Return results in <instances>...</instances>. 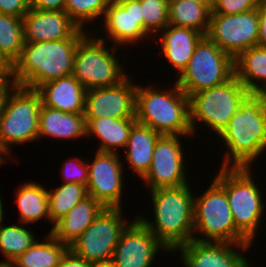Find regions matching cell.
Here are the masks:
<instances>
[{"label":"cell","mask_w":266,"mask_h":267,"mask_svg":"<svg viewBox=\"0 0 266 267\" xmlns=\"http://www.w3.org/2000/svg\"><path fill=\"white\" fill-rule=\"evenodd\" d=\"M105 42L87 33L77 45L72 75L86 90L114 86L128 76L115 55L118 48L111 45L109 50Z\"/></svg>","instance_id":"52a82bcc"},{"label":"cell","mask_w":266,"mask_h":267,"mask_svg":"<svg viewBox=\"0 0 266 267\" xmlns=\"http://www.w3.org/2000/svg\"><path fill=\"white\" fill-rule=\"evenodd\" d=\"M190 1L206 4L211 9V0H190Z\"/></svg>","instance_id":"f6af8a7d"},{"label":"cell","mask_w":266,"mask_h":267,"mask_svg":"<svg viewBox=\"0 0 266 267\" xmlns=\"http://www.w3.org/2000/svg\"><path fill=\"white\" fill-rule=\"evenodd\" d=\"M206 36L235 60L245 50L257 46V8L239 14H210Z\"/></svg>","instance_id":"7c38bea8"},{"label":"cell","mask_w":266,"mask_h":267,"mask_svg":"<svg viewBox=\"0 0 266 267\" xmlns=\"http://www.w3.org/2000/svg\"><path fill=\"white\" fill-rule=\"evenodd\" d=\"M30 8L43 11H64L65 0H29Z\"/></svg>","instance_id":"ab89813d"},{"label":"cell","mask_w":266,"mask_h":267,"mask_svg":"<svg viewBox=\"0 0 266 267\" xmlns=\"http://www.w3.org/2000/svg\"><path fill=\"white\" fill-rule=\"evenodd\" d=\"M3 201H2V197L0 195V229H1V226L3 225L2 222H3V217H4V207H3Z\"/></svg>","instance_id":"ee69618b"},{"label":"cell","mask_w":266,"mask_h":267,"mask_svg":"<svg viewBox=\"0 0 266 267\" xmlns=\"http://www.w3.org/2000/svg\"><path fill=\"white\" fill-rule=\"evenodd\" d=\"M38 125V139L46 136L56 140H75L86 136L84 114L62 112L42 105Z\"/></svg>","instance_id":"7402d4cb"},{"label":"cell","mask_w":266,"mask_h":267,"mask_svg":"<svg viewBox=\"0 0 266 267\" xmlns=\"http://www.w3.org/2000/svg\"><path fill=\"white\" fill-rule=\"evenodd\" d=\"M40 94L33 89L16 86L0 113V153L11 157V146L38 140Z\"/></svg>","instance_id":"8992f818"},{"label":"cell","mask_w":266,"mask_h":267,"mask_svg":"<svg viewBox=\"0 0 266 267\" xmlns=\"http://www.w3.org/2000/svg\"><path fill=\"white\" fill-rule=\"evenodd\" d=\"M190 190L189 184L150 190L154 221L136 216L170 252L194 237V192Z\"/></svg>","instance_id":"3957f363"},{"label":"cell","mask_w":266,"mask_h":267,"mask_svg":"<svg viewBox=\"0 0 266 267\" xmlns=\"http://www.w3.org/2000/svg\"><path fill=\"white\" fill-rule=\"evenodd\" d=\"M218 137L227 148L220 167L252 168L266 152V93H249Z\"/></svg>","instance_id":"6da1fadb"},{"label":"cell","mask_w":266,"mask_h":267,"mask_svg":"<svg viewBox=\"0 0 266 267\" xmlns=\"http://www.w3.org/2000/svg\"><path fill=\"white\" fill-rule=\"evenodd\" d=\"M109 0H65L64 11L81 28L104 16ZM84 27V28H83Z\"/></svg>","instance_id":"d6a6232c"},{"label":"cell","mask_w":266,"mask_h":267,"mask_svg":"<svg viewBox=\"0 0 266 267\" xmlns=\"http://www.w3.org/2000/svg\"><path fill=\"white\" fill-rule=\"evenodd\" d=\"M180 136L162 135L154 148L153 159L147 174L142 178L150 190L178 187L188 184L183 140Z\"/></svg>","instance_id":"4fadbf2b"},{"label":"cell","mask_w":266,"mask_h":267,"mask_svg":"<svg viewBox=\"0 0 266 267\" xmlns=\"http://www.w3.org/2000/svg\"><path fill=\"white\" fill-rule=\"evenodd\" d=\"M63 183H78L87 186L88 164L84 159L73 157L62 165Z\"/></svg>","instance_id":"e575fe53"},{"label":"cell","mask_w":266,"mask_h":267,"mask_svg":"<svg viewBox=\"0 0 266 267\" xmlns=\"http://www.w3.org/2000/svg\"><path fill=\"white\" fill-rule=\"evenodd\" d=\"M7 159L0 153V166L6 162Z\"/></svg>","instance_id":"7dc6e473"},{"label":"cell","mask_w":266,"mask_h":267,"mask_svg":"<svg viewBox=\"0 0 266 267\" xmlns=\"http://www.w3.org/2000/svg\"><path fill=\"white\" fill-rule=\"evenodd\" d=\"M122 209L104 207L69 249L92 264L110 262L123 230L131 222L124 218Z\"/></svg>","instance_id":"8fae6325"},{"label":"cell","mask_w":266,"mask_h":267,"mask_svg":"<svg viewBox=\"0 0 266 267\" xmlns=\"http://www.w3.org/2000/svg\"><path fill=\"white\" fill-rule=\"evenodd\" d=\"M250 92L234 75L225 83L189 96L190 126L196 133L197 121L210 128L217 136L240 108ZM196 121V122H195Z\"/></svg>","instance_id":"ba28073f"},{"label":"cell","mask_w":266,"mask_h":267,"mask_svg":"<svg viewBox=\"0 0 266 267\" xmlns=\"http://www.w3.org/2000/svg\"><path fill=\"white\" fill-rule=\"evenodd\" d=\"M258 14V41L257 46L266 48V1H259Z\"/></svg>","instance_id":"74e56055"},{"label":"cell","mask_w":266,"mask_h":267,"mask_svg":"<svg viewBox=\"0 0 266 267\" xmlns=\"http://www.w3.org/2000/svg\"><path fill=\"white\" fill-rule=\"evenodd\" d=\"M87 187L78 183H61L55 189H48L49 215L52 232L54 225L60 221L74 206L88 197Z\"/></svg>","instance_id":"f546056e"},{"label":"cell","mask_w":266,"mask_h":267,"mask_svg":"<svg viewBox=\"0 0 266 267\" xmlns=\"http://www.w3.org/2000/svg\"><path fill=\"white\" fill-rule=\"evenodd\" d=\"M160 33L161 35L155 36L154 40L161 43L160 48L167 63L171 64L173 71L176 70L179 76L187 67L197 44L205 35L192 28L174 25H168Z\"/></svg>","instance_id":"ffe728a7"},{"label":"cell","mask_w":266,"mask_h":267,"mask_svg":"<svg viewBox=\"0 0 266 267\" xmlns=\"http://www.w3.org/2000/svg\"><path fill=\"white\" fill-rule=\"evenodd\" d=\"M209 186L205 192L194 196L193 240L250 243L235 228L225 190L214 179ZM195 233L202 234V238L196 237Z\"/></svg>","instance_id":"9c48e42d"},{"label":"cell","mask_w":266,"mask_h":267,"mask_svg":"<svg viewBox=\"0 0 266 267\" xmlns=\"http://www.w3.org/2000/svg\"><path fill=\"white\" fill-rule=\"evenodd\" d=\"M136 118H95L86 125V137L99 140V152L119 153L124 150Z\"/></svg>","instance_id":"d4e9b609"},{"label":"cell","mask_w":266,"mask_h":267,"mask_svg":"<svg viewBox=\"0 0 266 267\" xmlns=\"http://www.w3.org/2000/svg\"><path fill=\"white\" fill-rule=\"evenodd\" d=\"M36 91L40 94L43 106L84 114L86 88L73 75L43 83Z\"/></svg>","instance_id":"44dd1931"},{"label":"cell","mask_w":266,"mask_h":267,"mask_svg":"<svg viewBox=\"0 0 266 267\" xmlns=\"http://www.w3.org/2000/svg\"><path fill=\"white\" fill-rule=\"evenodd\" d=\"M251 172L250 167H221L214 180L226 192L235 228L252 244L266 205Z\"/></svg>","instance_id":"5b68a950"},{"label":"cell","mask_w":266,"mask_h":267,"mask_svg":"<svg viewBox=\"0 0 266 267\" xmlns=\"http://www.w3.org/2000/svg\"><path fill=\"white\" fill-rule=\"evenodd\" d=\"M80 27L65 11L32 9L23 17L24 42L58 41L71 38Z\"/></svg>","instance_id":"d6986e66"},{"label":"cell","mask_w":266,"mask_h":267,"mask_svg":"<svg viewBox=\"0 0 266 267\" xmlns=\"http://www.w3.org/2000/svg\"><path fill=\"white\" fill-rule=\"evenodd\" d=\"M118 154L96 151L92 163L87 160L88 195L106 208H122L124 162Z\"/></svg>","instance_id":"5bb4252c"},{"label":"cell","mask_w":266,"mask_h":267,"mask_svg":"<svg viewBox=\"0 0 266 267\" xmlns=\"http://www.w3.org/2000/svg\"><path fill=\"white\" fill-rule=\"evenodd\" d=\"M57 267H92V263L76 256L70 249L62 257Z\"/></svg>","instance_id":"60d3db41"},{"label":"cell","mask_w":266,"mask_h":267,"mask_svg":"<svg viewBox=\"0 0 266 267\" xmlns=\"http://www.w3.org/2000/svg\"><path fill=\"white\" fill-rule=\"evenodd\" d=\"M110 2H115V3H123L126 1H130V0H109Z\"/></svg>","instance_id":"681fc988"},{"label":"cell","mask_w":266,"mask_h":267,"mask_svg":"<svg viewBox=\"0 0 266 267\" xmlns=\"http://www.w3.org/2000/svg\"><path fill=\"white\" fill-rule=\"evenodd\" d=\"M102 18L101 31H104L105 38H99L101 40L111 39L116 47H122V45L124 47L127 43L132 46L141 40H149L148 34L143 29L141 0H130L123 3L109 2Z\"/></svg>","instance_id":"ac0fdd59"},{"label":"cell","mask_w":266,"mask_h":267,"mask_svg":"<svg viewBox=\"0 0 266 267\" xmlns=\"http://www.w3.org/2000/svg\"><path fill=\"white\" fill-rule=\"evenodd\" d=\"M36 182H25L16 192V204L19 209L18 224H33L42 218L51 223L48 205V189Z\"/></svg>","instance_id":"4316f807"},{"label":"cell","mask_w":266,"mask_h":267,"mask_svg":"<svg viewBox=\"0 0 266 267\" xmlns=\"http://www.w3.org/2000/svg\"><path fill=\"white\" fill-rule=\"evenodd\" d=\"M220 0H211V10Z\"/></svg>","instance_id":"c3c4849f"},{"label":"cell","mask_w":266,"mask_h":267,"mask_svg":"<svg viewBox=\"0 0 266 267\" xmlns=\"http://www.w3.org/2000/svg\"><path fill=\"white\" fill-rule=\"evenodd\" d=\"M251 245L191 240L175 252L179 251L184 267H250L249 259L242 252H248Z\"/></svg>","instance_id":"e0dca14e"},{"label":"cell","mask_w":266,"mask_h":267,"mask_svg":"<svg viewBox=\"0 0 266 267\" xmlns=\"http://www.w3.org/2000/svg\"><path fill=\"white\" fill-rule=\"evenodd\" d=\"M92 267H115V266L110 261V262L94 263L92 264Z\"/></svg>","instance_id":"7bdbcfd3"},{"label":"cell","mask_w":266,"mask_h":267,"mask_svg":"<svg viewBox=\"0 0 266 267\" xmlns=\"http://www.w3.org/2000/svg\"><path fill=\"white\" fill-rule=\"evenodd\" d=\"M169 0H141L144 31L151 37L158 35L168 24ZM151 34V35H150Z\"/></svg>","instance_id":"836d02e7"},{"label":"cell","mask_w":266,"mask_h":267,"mask_svg":"<svg viewBox=\"0 0 266 267\" xmlns=\"http://www.w3.org/2000/svg\"><path fill=\"white\" fill-rule=\"evenodd\" d=\"M211 9L203 3L190 0H169L168 24L192 28L206 36Z\"/></svg>","instance_id":"f1b7e54d"},{"label":"cell","mask_w":266,"mask_h":267,"mask_svg":"<svg viewBox=\"0 0 266 267\" xmlns=\"http://www.w3.org/2000/svg\"><path fill=\"white\" fill-rule=\"evenodd\" d=\"M16 86L17 85L12 74L0 76V113L5 106L9 94L14 90Z\"/></svg>","instance_id":"f35d334b"},{"label":"cell","mask_w":266,"mask_h":267,"mask_svg":"<svg viewBox=\"0 0 266 267\" xmlns=\"http://www.w3.org/2000/svg\"><path fill=\"white\" fill-rule=\"evenodd\" d=\"M234 66L235 76L250 93H266V48L245 50L234 60Z\"/></svg>","instance_id":"484cf974"},{"label":"cell","mask_w":266,"mask_h":267,"mask_svg":"<svg viewBox=\"0 0 266 267\" xmlns=\"http://www.w3.org/2000/svg\"><path fill=\"white\" fill-rule=\"evenodd\" d=\"M24 47L23 19L0 14V54L12 66Z\"/></svg>","instance_id":"4dcf8cb0"},{"label":"cell","mask_w":266,"mask_h":267,"mask_svg":"<svg viewBox=\"0 0 266 267\" xmlns=\"http://www.w3.org/2000/svg\"><path fill=\"white\" fill-rule=\"evenodd\" d=\"M162 135L149 126L136 122L129 133L127 144L124 148L125 160L129 168L142 179L150 169L153 152L158 139Z\"/></svg>","instance_id":"603a6c76"},{"label":"cell","mask_w":266,"mask_h":267,"mask_svg":"<svg viewBox=\"0 0 266 267\" xmlns=\"http://www.w3.org/2000/svg\"><path fill=\"white\" fill-rule=\"evenodd\" d=\"M87 30L58 41L24 42L20 57L11 66L16 85L36 90L51 80L72 75L75 52Z\"/></svg>","instance_id":"7a4b0ae2"},{"label":"cell","mask_w":266,"mask_h":267,"mask_svg":"<svg viewBox=\"0 0 266 267\" xmlns=\"http://www.w3.org/2000/svg\"><path fill=\"white\" fill-rule=\"evenodd\" d=\"M46 240L36 242L11 262L13 267H57L62 257L69 250L67 244L61 243L51 233Z\"/></svg>","instance_id":"83f0119b"},{"label":"cell","mask_w":266,"mask_h":267,"mask_svg":"<svg viewBox=\"0 0 266 267\" xmlns=\"http://www.w3.org/2000/svg\"><path fill=\"white\" fill-rule=\"evenodd\" d=\"M18 224L1 226L0 229V252L4 256L3 262L11 263L18 256L28 250L37 240L35 234L26 227Z\"/></svg>","instance_id":"1f68e13d"},{"label":"cell","mask_w":266,"mask_h":267,"mask_svg":"<svg viewBox=\"0 0 266 267\" xmlns=\"http://www.w3.org/2000/svg\"><path fill=\"white\" fill-rule=\"evenodd\" d=\"M12 74L11 65L0 54V76Z\"/></svg>","instance_id":"b9f144b4"},{"label":"cell","mask_w":266,"mask_h":267,"mask_svg":"<svg viewBox=\"0 0 266 267\" xmlns=\"http://www.w3.org/2000/svg\"><path fill=\"white\" fill-rule=\"evenodd\" d=\"M170 89L137 84L135 118L161 135L193 137L189 97L175 82ZM163 90V91H162Z\"/></svg>","instance_id":"277c9868"},{"label":"cell","mask_w":266,"mask_h":267,"mask_svg":"<svg viewBox=\"0 0 266 267\" xmlns=\"http://www.w3.org/2000/svg\"><path fill=\"white\" fill-rule=\"evenodd\" d=\"M130 75L114 86L86 90V125L95 118H135L137 84Z\"/></svg>","instance_id":"9a60e30c"},{"label":"cell","mask_w":266,"mask_h":267,"mask_svg":"<svg viewBox=\"0 0 266 267\" xmlns=\"http://www.w3.org/2000/svg\"><path fill=\"white\" fill-rule=\"evenodd\" d=\"M104 207L92 196L86 197L58 221L51 234L70 246L94 221Z\"/></svg>","instance_id":"cb8c5ba5"},{"label":"cell","mask_w":266,"mask_h":267,"mask_svg":"<svg viewBox=\"0 0 266 267\" xmlns=\"http://www.w3.org/2000/svg\"><path fill=\"white\" fill-rule=\"evenodd\" d=\"M0 267H13L9 262L0 261Z\"/></svg>","instance_id":"bcb514c9"},{"label":"cell","mask_w":266,"mask_h":267,"mask_svg":"<svg viewBox=\"0 0 266 267\" xmlns=\"http://www.w3.org/2000/svg\"><path fill=\"white\" fill-rule=\"evenodd\" d=\"M234 75V59L204 36L197 44L187 67L175 81L189 97L199 91L221 85Z\"/></svg>","instance_id":"30bf717a"},{"label":"cell","mask_w":266,"mask_h":267,"mask_svg":"<svg viewBox=\"0 0 266 267\" xmlns=\"http://www.w3.org/2000/svg\"><path fill=\"white\" fill-rule=\"evenodd\" d=\"M133 219L114 248L111 262L115 267H151L159 250L169 252L137 217Z\"/></svg>","instance_id":"2e32d148"},{"label":"cell","mask_w":266,"mask_h":267,"mask_svg":"<svg viewBox=\"0 0 266 267\" xmlns=\"http://www.w3.org/2000/svg\"><path fill=\"white\" fill-rule=\"evenodd\" d=\"M259 0H220L211 14H239L257 8Z\"/></svg>","instance_id":"d590c367"},{"label":"cell","mask_w":266,"mask_h":267,"mask_svg":"<svg viewBox=\"0 0 266 267\" xmlns=\"http://www.w3.org/2000/svg\"><path fill=\"white\" fill-rule=\"evenodd\" d=\"M30 10L29 0H0V14L22 18Z\"/></svg>","instance_id":"8d00e7d4"}]
</instances>
